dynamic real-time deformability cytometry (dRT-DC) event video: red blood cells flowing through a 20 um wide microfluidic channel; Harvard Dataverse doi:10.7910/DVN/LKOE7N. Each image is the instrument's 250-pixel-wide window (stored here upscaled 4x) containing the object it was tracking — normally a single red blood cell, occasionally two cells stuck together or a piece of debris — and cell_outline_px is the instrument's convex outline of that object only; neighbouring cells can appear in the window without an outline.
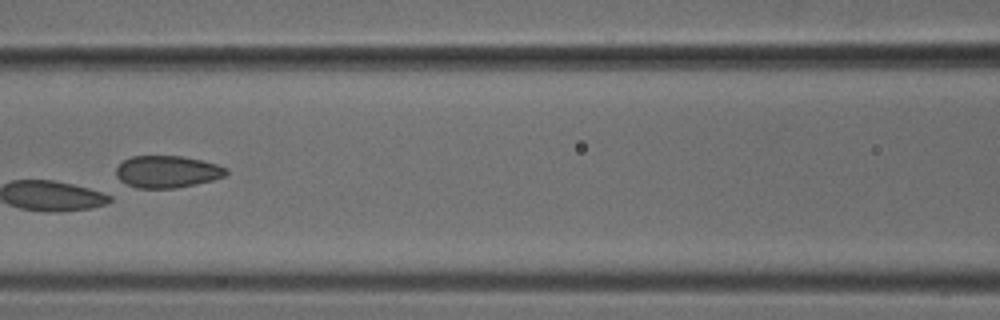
{"species": "common noctule bat (a hibernating species)", "species_latin": "Nyctalus noctula", "temperature_condition": "cold", "stored_images_in_passage": 7, "camera_frame_rate_fps": 3000, "um_per_image_px": 0.085, "animal": {"sex": "male", "body_mass_g": 18.8}, "frame": {"image": 1, "passage_image": 7, "time_ms": 2.0, "image_size_px": [1000, 320], "cell_outline_px": [[228, 172], [224, 176], [212, 180], [196, 184], [176, 188], [136, 188], [120, 180], [116, 176], [116, 168], [124, 160], [132, 156], [180, 156], [200, 160], [216, 164], [228, 168]], "centroid_in_image_um": [14.21, 14.6], "position_along_channel_um": 152.4, "area_um2": 20.46}}